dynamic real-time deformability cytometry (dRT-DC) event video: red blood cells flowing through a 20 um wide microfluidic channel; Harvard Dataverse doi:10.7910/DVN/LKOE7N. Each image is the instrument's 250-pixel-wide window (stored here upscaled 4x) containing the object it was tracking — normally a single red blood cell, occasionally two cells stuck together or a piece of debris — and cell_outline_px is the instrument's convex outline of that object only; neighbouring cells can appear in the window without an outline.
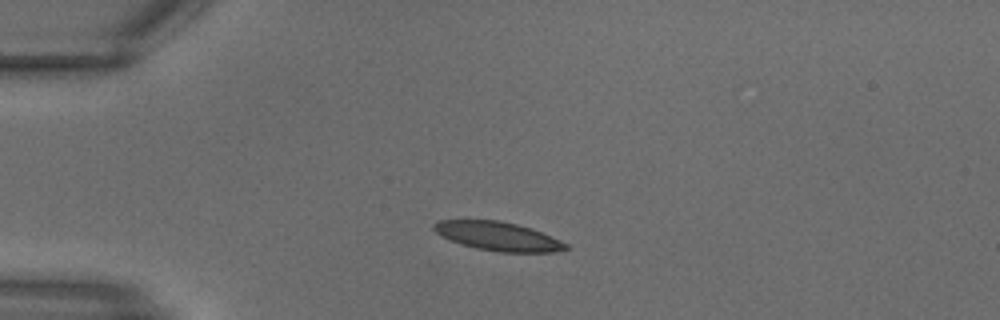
{"species": "common noctule bat (a hibernating species)", "species_latin": "Nyctalus noctula", "temperature_condition": "warm", "stored_images_in_passage": 27, "camera_frame_rate_fps": 3000, "um_per_image_px": 0.085, "animal": {"sex": "male", "body_mass_g": 18.8}, "frame": {"image": 1, "passage_image": 5, "time_ms": 1.333, "image_size_px": [1000, 320], "cell_outline_px": [[568, 248], [556, 252], [500, 252], [476, 248], [452, 240], [436, 232], [432, 228], [432, 224], [440, 220], [500, 220], [532, 228], [560, 240], [568, 244]], "centroid_in_image_um": [42.36, 20.07], "position_along_channel_um": 42.6, "area_um2": 21.91}}
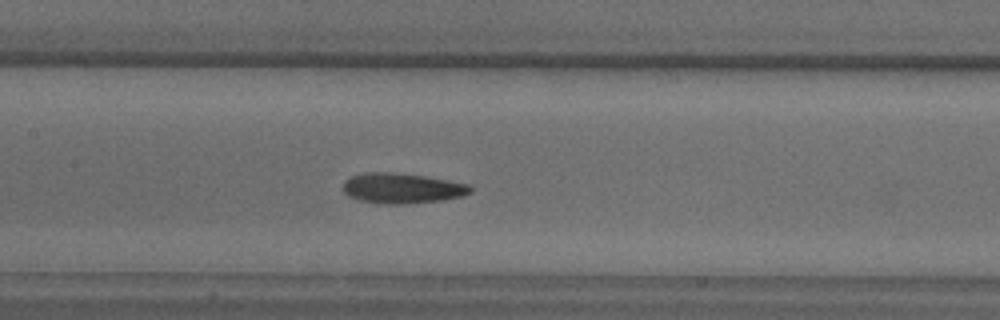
{"frame": {"image": 2, "passage_image": 12, "time_ms": 3.667, "image_size_px": [1000, 320], "cell_outline_px": [[472, 192], [464, 196], [444, 200], [404, 204], [384, 204], [360, 200], [348, 196], [344, 192], [344, 180], [348, 176], [364, 172], [396, 172], [424, 176], [448, 180], [468, 184], [472, 188]], "centroid_in_image_um": [34.17, 15.99], "position_along_channel_um": 173.2, "area_um2": 22.72}}